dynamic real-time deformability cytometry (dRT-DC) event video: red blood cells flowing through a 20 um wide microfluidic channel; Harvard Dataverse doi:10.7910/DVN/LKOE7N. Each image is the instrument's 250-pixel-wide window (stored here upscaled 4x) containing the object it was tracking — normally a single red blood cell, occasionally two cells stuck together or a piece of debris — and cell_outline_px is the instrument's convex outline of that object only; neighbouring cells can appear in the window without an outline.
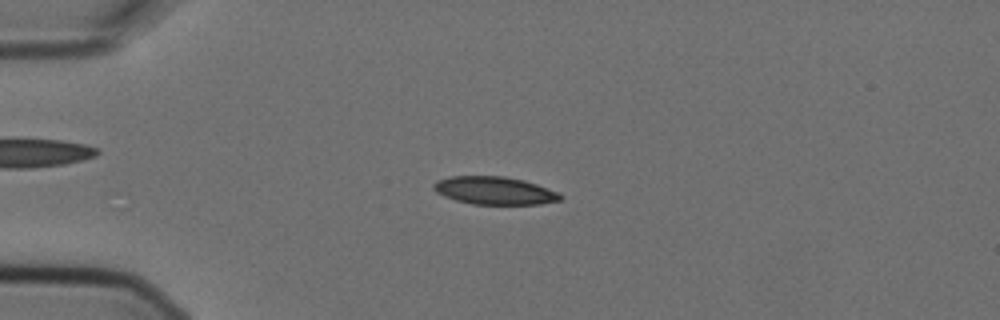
{"species": "Egyptian fruit bat (a non-hibernating species)", "species_latin": "Rousettus aegyptiacus", "temperature_condition": "cold", "stored_images_in_passage": 6, "camera_frame_rate_fps": 3000, "um_per_image_px": 0.085, "animal": {"sex": "female"}, "frame": {"image": 1, "passage_image": 4, "time_ms": 1.0, "image_size_px": [1000, 320], "cell_outline_px": [[564, 196], [560, 200], [540, 204], [472, 204], [456, 200], [444, 196], [436, 192], [432, 188], [432, 184], [436, 180], [448, 176], [504, 176], [524, 180], [536, 184], [556, 192]], "centroid_in_image_um": [41.98, 16.19], "position_along_channel_um": 43.0, "area_um2": 20.58}}
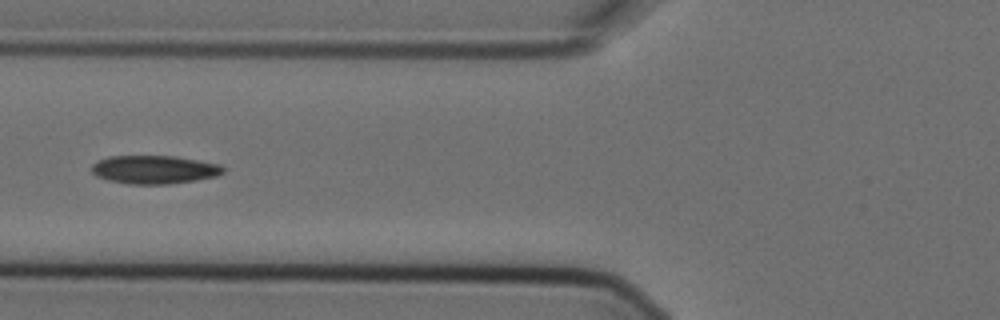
{"frame": {"image": 2, "passage_image": 6, "time_ms": 1.667, "image_size_px": [1000, 320], "cell_outline_px": [[224, 172], [216, 176], [196, 180], [168, 184], [128, 184], [108, 180], [96, 176], [92, 172], [92, 164], [96, 160], [108, 156], [176, 156], [220, 164], [224, 168]], "centroid_in_image_um": [13.09, 14.41], "position_along_channel_um": 112.7, "area_um2": 21.85}}